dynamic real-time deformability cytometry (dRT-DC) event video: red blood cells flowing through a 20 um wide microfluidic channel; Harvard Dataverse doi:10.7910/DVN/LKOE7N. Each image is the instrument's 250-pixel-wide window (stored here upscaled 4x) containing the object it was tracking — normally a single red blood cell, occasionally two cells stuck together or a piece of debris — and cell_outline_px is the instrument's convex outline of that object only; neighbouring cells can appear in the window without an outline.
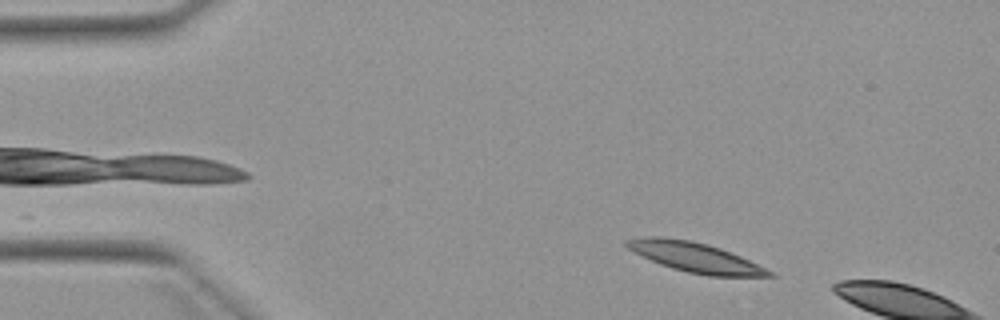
{"species": "Egyptian fruit bat (a non-hibernating species)", "species_latin": "Rousettus aegyptiacus", "temperature_condition": "warm", "stored_images_in_passage": 4, "camera_frame_rate_fps": 3000, "um_per_image_px": 0.085, "animal": {"sex": "female"}, "frame": {"image": 1, "passage_image": 4, "time_ms": 3.333, "image_size_px": [1000, 320], "cell_outline_px": [[776, 276], [708, 276], [688, 272], [672, 268], [660, 264], [628, 248], [624, 244], [624, 240], [644, 236], [660, 236], [692, 240], [708, 244], [720, 248], [740, 256], [772, 272]], "centroid_in_image_um": [59.05, 21.85], "position_along_channel_um": 26.0, "area_um2": 24.39}}